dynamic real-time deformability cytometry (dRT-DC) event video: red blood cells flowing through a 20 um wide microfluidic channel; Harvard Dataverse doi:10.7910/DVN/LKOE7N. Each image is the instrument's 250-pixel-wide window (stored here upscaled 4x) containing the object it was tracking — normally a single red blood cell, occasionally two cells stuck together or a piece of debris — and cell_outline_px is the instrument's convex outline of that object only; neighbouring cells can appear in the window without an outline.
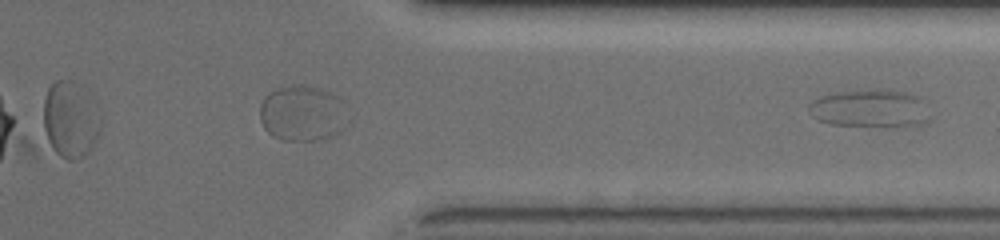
{"species": "common noctule bat (a hibernating species)", "species_latin": "Nyctalus noctula", "temperature_condition": "warm", "stored_images_in_passage": 28, "camera_frame_rate_fps": 3000, "um_per_image_px": 0.085, "animal": {"sex": "female", "body_mass_g": 19.5, "forearm_length_mm": 54.1}, "frame": {"image": 1, "passage_image": 28, "time_ms": 9.0, "image_size_px": [1000, 240], "cell_outline_px": [[924, 120], [920, 124], [832, 124], [820, 120], [812, 116], [808, 108], [812, 100], [820, 96], [844, 92], [872, 88], [876, 88], [904, 92], [920, 96]], "centroid_in_image_um": [73.82, 9.15], "position_along_channel_um": 337.6, "area_um2": 25.09}}